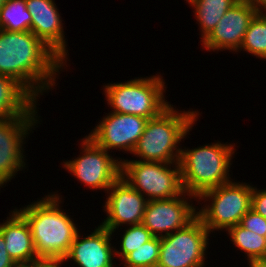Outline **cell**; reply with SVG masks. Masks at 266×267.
<instances>
[{"label":"cell","instance_id":"1","mask_svg":"<svg viewBox=\"0 0 266 267\" xmlns=\"http://www.w3.org/2000/svg\"><path fill=\"white\" fill-rule=\"evenodd\" d=\"M65 65L31 31L0 29V75L16 80L36 100L56 86L57 73Z\"/></svg>","mask_w":266,"mask_h":267},{"label":"cell","instance_id":"2","mask_svg":"<svg viewBox=\"0 0 266 267\" xmlns=\"http://www.w3.org/2000/svg\"><path fill=\"white\" fill-rule=\"evenodd\" d=\"M56 193L16 209L29 224L40 259H64L79 231L73 218L62 211V197Z\"/></svg>","mask_w":266,"mask_h":267},{"label":"cell","instance_id":"3","mask_svg":"<svg viewBox=\"0 0 266 267\" xmlns=\"http://www.w3.org/2000/svg\"><path fill=\"white\" fill-rule=\"evenodd\" d=\"M198 115V111L178 112L170 105L159 116L147 121L132 154L141 158L140 161L179 163L180 142L186 138Z\"/></svg>","mask_w":266,"mask_h":267},{"label":"cell","instance_id":"4","mask_svg":"<svg viewBox=\"0 0 266 267\" xmlns=\"http://www.w3.org/2000/svg\"><path fill=\"white\" fill-rule=\"evenodd\" d=\"M235 147L218 141L181 149L179 164L184 191L198 197L206 190L232 181L229 171Z\"/></svg>","mask_w":266,"mask_h":267},{"label":"cell","instance_id":"5","mask_svg":"<svg viewBox=\"0 0 266 267\" xmlns=\"http://www.w3.org/2000/svg\"><path fill=\"white\" fill-rule=\"evenodd\" d=\"M163 76L138 77L125 83L104 85V95L112 112L153 119L171 104L164 98ZM166 100V101H165Z\"/></svg>","mask_w":266,"mask_h":267},{"label":"cell","instance_id":"6","mask_svg":"<svg viewBox=\"0 0 266 267\" xmlns=\"http://www.w3.org/2000/svg\"><path fill=\"white\" fill-rule=\"evenodd\" d=\"M247 184L232 180L206 190L197 197L198 202L204 199V202L211 201L197 209V217L210 233L218 229L227 231L240 224L242 217L251 209L253 185Z\"/></svg>","mask_w":266,"mask_h":267},{"label":"cell","instance_id":"7","mask_svg":"<svg viewBox=\"0 0 266 267\" xmlns=\"http://www.w3.org/2000/svg\"><path fill=\"white\" fill-rule=\"evenodd\" d=\"M121 177L148 201L175 198L184 192L179 163L122 159Z\"/></svg>","mask_w":266,"mask_h":267},{"label":"cell","instance_id":"8","mask_svg":"<svg viewBox=\"0 0 266 267\" xmlns=\"http://www.w3.org/2000/svg\"><path fill=\"white\" fill-rule=\"evenodd\" d=\"M209 236L198 217L183 229L162 236L157 267H204Z\"/></svg>","mask_w":266,"mask_h":267},{"label":"cell","instance_id":"9","mask_svg":"<svg viewBox=\"0 0 266 267\" xmlns=\"http://www.w3.org/2000/svg\"><path fill=\"white\" fill-rule=\"evenodd\" d=\"M81 142V156L79 154V157L74 160L63 161V168L88 188L104 189L107 192L121 176L122 158H113L108 151L99 147L87 135Z\"/></svg>","mask_w":266,"mask_h":267},{"label":"cell","instance_id":"10","mask_svg":"<svg viewBox=\"0 0 266 267\" xmlns=\"http://www.w3.org/2000/svg\"><path fill=\"white\" fill-rule=\"evenodd\" d=\"M38 120V116H16L0 120V187L11 182L16 173L26 167L23 144L31 129L39 123Z\"/></svg>","mask_w":266,"mask_h":267},{"label":"cell","instance_id":"11","mask_svg":"<svg viewBox=\"0 0 266 267\" xmlns=\"http://www.w3.org/2000/svg\"><path fill=\"white\" fill-rule=\"evenodd\" d=\"M191 199L197 201L196 196L184 191L175 198L149 200L142 224L157 237L183 229L197 217V208L190 203Z\"/></svg>","mask_w":266,"mask_h":267},{"label":"cell","instance_id":"12","mask_svg":"<svg viewBox=\"0 0 266 267\" xmlns=\"http://www.w3.org/2000/svg\"><path fill=\"white\" fill-rule=\"evenodd\" d=\"M149 119L136 115L110 111L97 126L90 131V137L99 147L116 149L132 153L137 141L142 136Z\"/></svg>","mask_w":266,"mask_h":267},{"label":"cell","instance_id":"13","mask_svg":"<svg viewBox=\"0 0 266 267\" xmlns=\"http://www.w3.org/2000/svg\"><path fill=\"white\" fill-rule=\"evenodd\" d=\"M104 211L106 219L101 225L112 233L119 226L142 224L148 200L133 189L121 176L107 190Z\"/></svg>","mask_w":266,"mask_h":267},{"label":"cell","instance_id":"14","mask_svg":"<svg viewBox=\"0 0 266 267\" xmlns=\"http://www.w3.org/2000/svg\"><path fill=\"white\" fill-rule=\"evenodd\" d=\"M256 14L257 11L246 0H238L221 17L216 27L203 40H200L202 47L207 51L236 52Z\"/></svg>","mask_w":266,"mask_h":267},{"label":"cell","instance_id":"15","mask_svg":"<svg viewBox=\"0 0 266 267\" xmlns=\"http://www.w3.org/2000/svg\"><path fill=\"white\" fill-rule=\"evenodd\" d=\"M25 2L31 14L30 31L66 64L68 44L64 35V23L54 0H25Z\"/></svg>","mask_w":266,"mask_h":267},{"label":"cell","instance_id":"16","mask_svg":"<svg viewBox=\"0 0 266 267\" xmlns=\"http://www.w3.org/2000/svg\"><path fill=\"white\" fill-rule=\"evenodd\" d=\"M95 228L86 237H82L78 231L64 258L66 262L70 259L77 267H115L113 260L116 248L110 243L113 233L101 224Z\"/></svg>","mask_w":266,"mask_h":267},{"label":"cell","instance_id":"17","mask_svg":"<svg viewBox=\"0 0 266 267\" xmlns=\"http://www.w3.org/2000/svg\"><path fill=\"white\" fill-rule=\"evenodd\" d=\"M10 213L7 220L0 223V233L5 240L8 255L15 263L39 260L28 222L16 208Z\"/></svg>","mask_w":266,"mask_h":267},{"label":"cell","instance_id":"18","mask_svg":"<svg viewBox=\"0 0 266 267\" xmlns=\"http://www.w3.org/2000/svg\"><path fill=\"white\" fill-rule=\"evenodd\" d=\"M37 100L16 80L0 75V120L16 116H38Z\"/></svg>","mask_w":266,"mask_h":267},{"label":"cell","instance_id":"19","mask_svg":"<svg viewBox=\"0 0 266 267\" xmlns=\"http://www.w3.org/2000/svg\"><path fill=\"white\" fill-rule=\"evenodd\" d=\"M194 8L202 40L216 27L221 17L238 0H186Z\"/></svg>","mask_w":266,"mask_h":267},{"label":"cell","instance_id":"20","mask_svg":"<svg viewBox=\"0 0 266 267\" xmlns=\"http://www.w3.org/2000/svg\"><path fill=\"white\" fill-rule=\"evenodd\" d=\"M227 231L233 245L245 252L247 261L266 258V237H262L240 224L229 228Z\"/></svg>","mask_w":266,"mask_h":267},{"label":"cell","instance_id":"21","mask_svg":"<svg viewBox=\"0 0 266 267\" xmlns=\"http://www.w3.org/2000/svg\"><path fill=\"white\" fill-rule=\"evenodd\" d=\"M31 14L25 0H6L0 9V29L10 32L30 31Z\"/></svg>","mask_w":266,"mask_h":267},{"label":"cell","instance_id":"22","mask_svg":"<svg viewBox=\"0 0 266 267\" xmlns=\"http://www.w3.org/2000/svg\"><path fill=\"white\" fill-rule=\"evenodd\" d=\"M243 49V50H242ZM240 50L260 59H266V13H257L243 37Z\"/></svg>","mask_w":266,"mask_h":267},{"label":"cell","instance_id":"23","mask_svg":"<svg viewBox=\"0 0 266 267\" xmlns=\"http://www.w3.org/2000/svg\"><path fill=\"white\" fill-rule=\"evenodd\" d=\"M161 237L154 236L122 259L123 267H157Z\"/></svg>","mask_w":266,"mask_h":267},{"label":"cell","instance_id":"24","mask_svg":"<svg viewBox=\"0 0 266 267\" xmlns=\"http://www.w3.org/2000/svg\"><path fill=\"white\" fill-rule=\"evenodd\" d=\"M154 235L143 225H130L122 235L119 250L115 249V256L123 259L127 254L151 240ZM118 250V251H117Z\"/></svg>","mask_w":266,"mask_h":267},{"label":"cell","instance_id":"25","mask_svg":"<svg viewBox=\"0 0 266 267\" xmlns=\"http://www.w3.org/2000/svg\"><path fill=\"white\" fill-rule=\"evenodd\" d=\"M240 225L262 237H266V219L252 209L242 217Z\"/></svg>","mask_w":266,"mask_h":267},{"label":"cell","instance_id":"26","mask_svg":"<svg viewBox=\"0 0 266 267\" xmlns=\"http://www.w3.org/2000/svg\"><path fill=\"white\" fill-rule=\"evenodd\" d=\"M251 209L266 219V190L253 187Z\"/></svg>","mask_w":266,"mask_h":267},{"label":"cell","instance_id":"27","mask_svg":"<svg viewBox=\"0 0 266 267\" xmlns=\"http://www.w3.org/2000/svg\"><path fill=\"white\" fill-rule=\"evenodd\" d=\"M15 262L10 258L5 247V240L0 233V267H13Z\"/></svg>","mask_w":266,"mask_h":267},{"label":"cell","instance_id":"28","mask_svg":"<svg viewBox=\"0 0 266 267\" xmlns=\"http://www.w3.org/2000/svg\"><path fill=\"white\" fill-rule=\"evenodd\" d=\"M64 259H39V267H61Z\"/></svg>","mask_w":266,"mask_h":267},{"label":"cell","instance_id":"29","mask_svg":"<svg viewBox=\"0 0 266 267\" xmlns=\"http://www.w3.org/2000/svg\"><path fill=\"white\" fill-rule=\"evenodd\" d=\"M246 1L257 11V13H266V0H246Z\"/></svg>","mask_w":266,"mask_h":267},{"label":"cell","instance_id":"30","mask_svg":"<svg viewBox=\"0 0 266 267\" xmlns=\"http://www.w3.org/2000/svg\"><path fill=\"white\" fill-rule=\"evenodd\" d=\"M249 267H266V258L248 260Z\"/></svg>","mask_w":266,"mask_h":267},{"label":"cell","instance_id":"31","mask_svg":"<svg viewBox=\"0 0 266 267\" xmlns=\"http://www.w3.org/2000/svg\"><path fill=\"white\" fill-rule=\"evenodd\" d=\"M13 267H39V260L25 263H15Z\"/></svg>","mask_w":266,"mask_h":267},{"label":"cell","instance_id":"32","mask_svg":"<svg viewBox=\"0 0 266 267\" xmlns=\"http://www.w3.org/2000/svg\"><path fill=\"white\" fill-rule=\"evenodd\" d=\"M6 3V0H0V9L2 8V6Z\"/></svg>","mask_w":266,"mask_h":267}]
</instances>
